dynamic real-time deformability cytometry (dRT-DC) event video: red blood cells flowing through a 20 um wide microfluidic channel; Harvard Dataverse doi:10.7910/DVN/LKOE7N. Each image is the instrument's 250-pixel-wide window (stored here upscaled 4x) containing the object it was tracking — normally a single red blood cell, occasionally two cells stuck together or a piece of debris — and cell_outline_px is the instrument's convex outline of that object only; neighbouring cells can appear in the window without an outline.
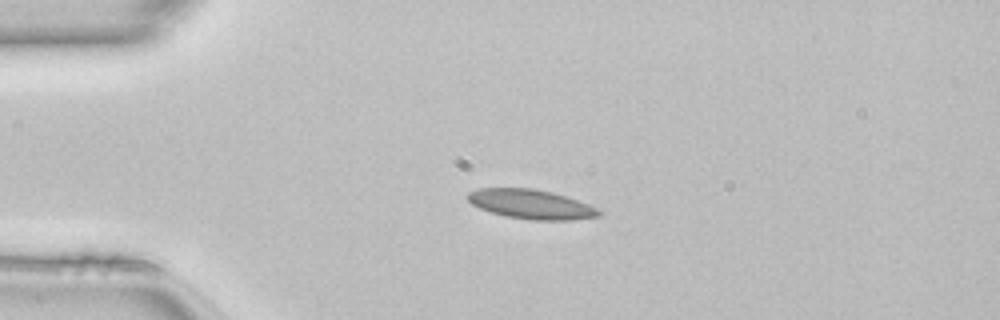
{"species": "common noctule bat (a hibernating species)", "species_latin": "Nyctalus noctula", "temperature_condition": "room temperature", "stored_images_in_passage": 26, "camera_frame_rate_fps": 3000, "um_per_image_px": 0.085, "animal": {"sex": "female", "body_mass_g": 22.7, "forearm_length_mm": 54.2}, "frame": {"image": 1, "passage_image": 1, "time_ms": 0.0, "image_size_px": [1000, 320], "cell_outline_px": [[604, 212], [600, 216], [572, 220], [532, 220], [504, 216], [480, 208], [472, 204], [468, 200], [468, 192], [480, 188], [532, 188], [552, 192], [588, 204]], "centroid_in_image_um": [45.15, 17.36], "position_along_channel_um": 39.8, "area_um2": 22.37}}
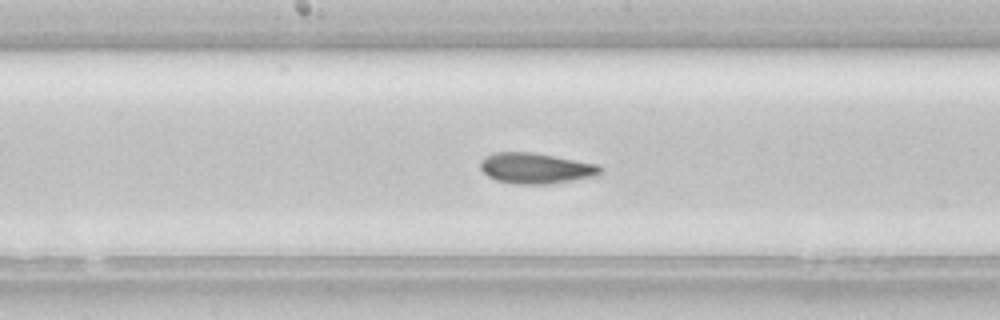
{"frame": {"image": 2, "passage_image": 15, "time_ms": 4.667, "image_size_px": [1000, 320], "cell_outline_px": [[604, 172], [600, 176], [548, 184], [516, 184], [496, 180], [488, 176], [480, 168], [480, 160], [484, 156], [496, 152], [532, 152], [600, 164], [604, 168]], "centroid_in_image_um": [45.61, 14.3], "position_along_channel_um": 202.6, "area_um2": 21.85}}